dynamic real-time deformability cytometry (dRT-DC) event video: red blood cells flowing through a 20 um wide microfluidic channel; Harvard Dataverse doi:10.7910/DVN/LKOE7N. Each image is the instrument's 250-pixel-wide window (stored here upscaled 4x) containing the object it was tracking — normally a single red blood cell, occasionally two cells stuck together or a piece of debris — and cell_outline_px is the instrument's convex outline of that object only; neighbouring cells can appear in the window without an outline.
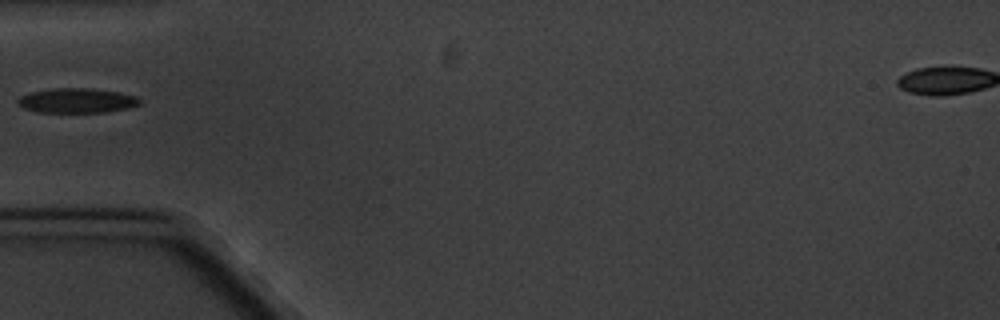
{"species": "common noctule bat (a hibernating species)", "species_latin": "Nyctalus noctula", "temperature_condition": "cold", "stored_images_in_passage": 2, "camera_frame_rate_fps": 3000, "um_per_image_px": 0.085, "animal": {"sex": "male", "body_mass_g": 20.1, "forearm_length_mm": 53.5}, "frame": {"image": 1, "passage_image": 2, "time_ms": 1.0, "image_size_px": [1000, 320], "cell_outline_px": [[140, 104], [128, 108], [104, 112], [40, 112], [24, 108], [16, 100], [20, 96], [28, 92], [56, 88], [92, 88], [120, 92], [136, 96], [140, 100]], "centroid_in_image_um": [6.54, 8.54], "position_along_channel_um": 78.5, "area_um2": 17.51}}